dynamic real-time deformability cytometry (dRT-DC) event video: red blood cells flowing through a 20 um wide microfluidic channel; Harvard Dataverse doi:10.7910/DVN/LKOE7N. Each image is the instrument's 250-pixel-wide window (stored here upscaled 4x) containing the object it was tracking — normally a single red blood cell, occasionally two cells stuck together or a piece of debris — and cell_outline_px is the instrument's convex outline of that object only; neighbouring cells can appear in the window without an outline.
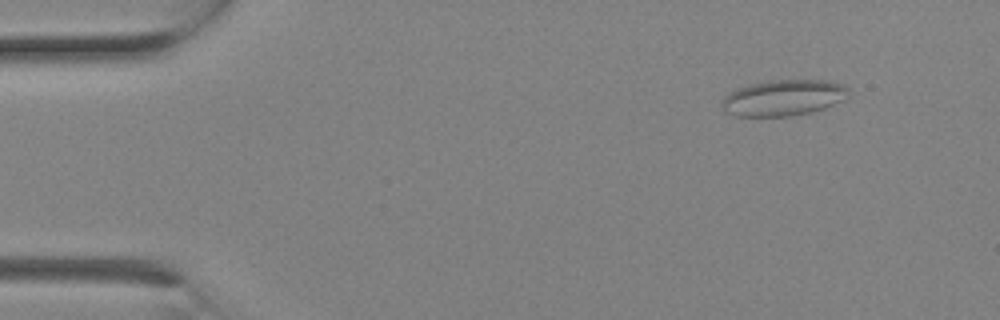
{"species": "Egyptian fruit bat (a non-hibernating species)", "species_latin": "Rousettus aegyptiacus", "temperature_condition": "room temperature", "stored_images_in_passage": 2, "camera_frame_rate_fps": 3000, "um_per_image_px": 0.085, "animal": {"sex": "female"}, "frame": {"image": 1, "passage_image": 1, "time_ms": 0.0, "image_size_px": [1000, 320], "cell_outline_px": [[848, 96], [824, 108], [812, 112], [788, 116], [736, 116], [724, 112], [720, 104], [724, 96], [728, 92], [736, 88], [748, 84], [772, 80], [828, 80], [844, 84], [848, 88]], "centroid_in_image_um": [66.53, 8.3], "position_along_channel_um": 18.5, "area_um2": 26.76}}